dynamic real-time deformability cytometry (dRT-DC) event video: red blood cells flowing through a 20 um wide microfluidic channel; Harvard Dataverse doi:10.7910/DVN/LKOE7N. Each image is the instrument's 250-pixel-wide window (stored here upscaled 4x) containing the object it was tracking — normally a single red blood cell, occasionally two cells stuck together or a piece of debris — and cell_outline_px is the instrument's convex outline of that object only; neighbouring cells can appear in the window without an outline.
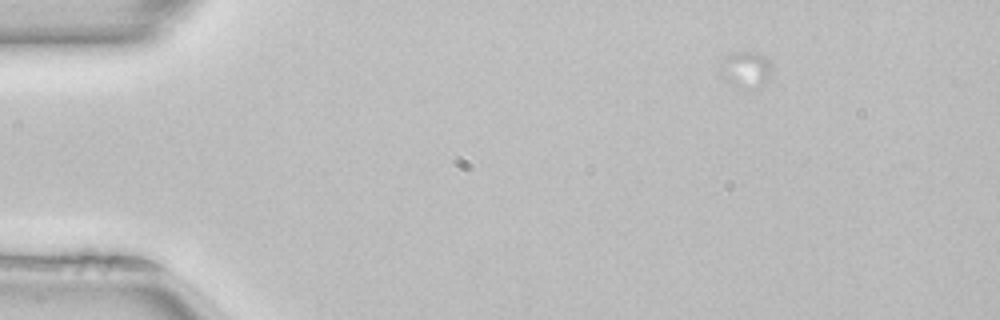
{"species": "common noctule bat (a hibernating species)", "species_latin": "Nyctalus noctula", "temperature_condition": "room temperature", "stored_images_in_passage": 1, "camera_frame_rate_fps": 3000, "um_per_image_px": 0.085, "animal": {"sex": "female", "body_mass_g": 22.7, "forearm_length_mm": 54.2}, "frame": {"image": 1, "passage_image": 1, "time_ms": 0.0, "image_size_px": [1000, 320], "cell_outline_px": [[772, 68], [764, 84], [756, 88], [748, 88], [728, 80], [716, 68], [720, 60], [724, 56], [732, 52], [756, 52], [772, 60]], "centroid_in_image_um": [63.38, 5.83], "position_along_channel_um": 21.6, "area_um2": 10.87}}